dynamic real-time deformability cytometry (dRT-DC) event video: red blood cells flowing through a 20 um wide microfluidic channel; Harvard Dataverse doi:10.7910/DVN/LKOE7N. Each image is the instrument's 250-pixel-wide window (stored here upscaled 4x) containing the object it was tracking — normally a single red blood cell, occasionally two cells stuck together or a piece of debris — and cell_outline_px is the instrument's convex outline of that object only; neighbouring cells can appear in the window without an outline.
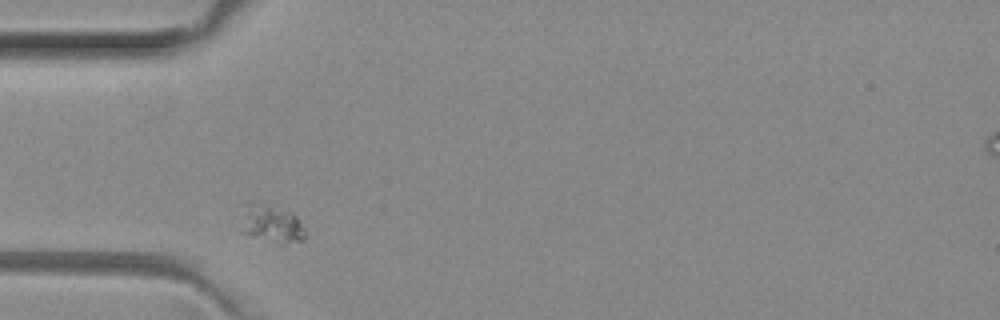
{"species": "common noctule bat (a hibernating species)", "species_latin": "Nyctalus noctula", "temperature_condition": "room temperature", "stored_images_in_passage": 3, "camera_frame_rate_fps": 3000, "um_per_image_px": 0.085, "animal": {"sex": "female", "body_mass_g": 29.2, "forearm_length_mm": 56.3}, "frame": {"image": 1, "passage_image": 1, "time_ms": 0.0, "image_size_px": [1000, 320], "cell_outline_px": [[308, 236], [304, 240], [284, 244], [276, 244], [248, 236], [240, 232], [244, 200], [256, 200], [272, 204], [292, 212], [296, 216], [304, 228]], "centroid_in_image_um": [23.03, 18.99], "position_along_channel_um": 62.0, "area_um2": 15.32}}
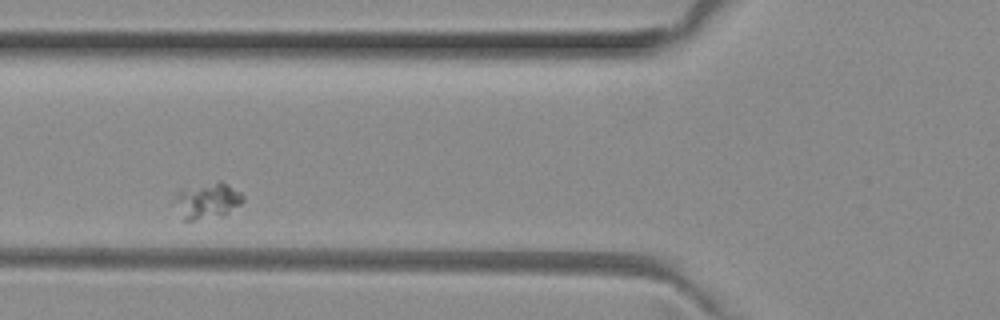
{"frame": {"image": 2, "passage_image": 2, "time_ms": 0.333, "image_size_px": [1000, 320], "cell_outline_px": [[244, 200], [240, 204], [224, 216], [196, 220], [184, 220], [176, 200], [176, 192], [184, 188], [220, 180], [240, 192], [244, 196]], "centroid_in_image_um": [17.68, 17.05], "position_along_channel_um": 108.1, "area_um2": 14.1}}
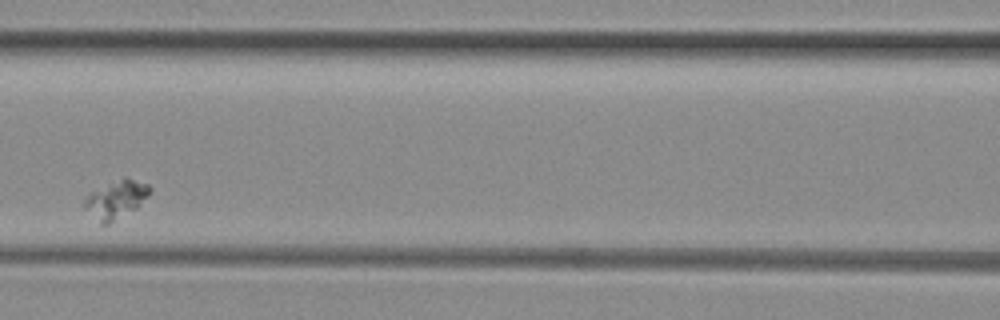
{"frame": {"image": 3, "passage_image": 3, "time_ms": 0.667, "image_size_px": [1000, 320], "cell_outline_px": [[152, 192], [136, 208], [108, 224], [100, 224], [80, 208], [80, 204], [92, 192], [124, 176], [148, 184], [152, 188]], "centroid_in_image_um": [9.82, 16.97], "position_along_channel_um": 156.8, "area_um2": 14.68}}